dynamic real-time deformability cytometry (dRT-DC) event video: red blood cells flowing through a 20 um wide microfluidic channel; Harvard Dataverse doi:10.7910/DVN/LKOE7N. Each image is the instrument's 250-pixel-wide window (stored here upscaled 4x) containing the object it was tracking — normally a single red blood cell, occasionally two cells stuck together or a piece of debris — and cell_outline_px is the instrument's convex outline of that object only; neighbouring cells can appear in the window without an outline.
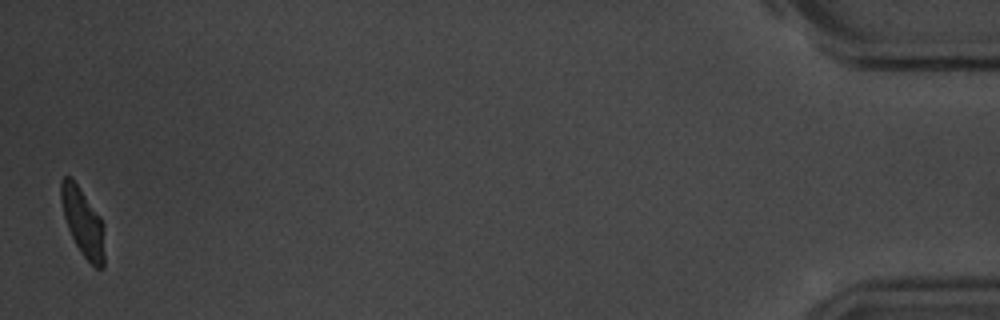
{"species": "common noctule bat (a hibernating species)", "species_latin": "Nyctalus noctula", "temperature_condition": "room temperature", "stored_images_in_passage": 16, "camera_frame_rate_fps": 3000, "um_per_image_px": 0.085, "animal": {"sex": "male", "body_mass_g": 20.1, "forearm_length_mm": 53.5}, "frame": {"image": 1, "passage_image": 16, "time_ms": 19.0, "image_size_px": [1000, 320], "cell_outline_px": [[104, 268], [96, 268], [80, 252], [68, 228], [64, 216], [60, 196], [60, 180], [64, 176], [72, 176], [100, 216], [104, 224]], "centroid_in_image_um": [7.05, 18.85], "position_along_channel_um": 428.1, "area_um2": 17.4}, "authors_computed_cell_mechanics": {"area_um2": 18.1492, "velocity_mm_per_s": 3.6298, "shape_relaxation_time_tau1_ms": 2.7174, "shape_relaxation_time_tau2_ms": 1.3715, "deformation_change_tau1": 0.1406, "deformation_change_tau2": 0.0413}}